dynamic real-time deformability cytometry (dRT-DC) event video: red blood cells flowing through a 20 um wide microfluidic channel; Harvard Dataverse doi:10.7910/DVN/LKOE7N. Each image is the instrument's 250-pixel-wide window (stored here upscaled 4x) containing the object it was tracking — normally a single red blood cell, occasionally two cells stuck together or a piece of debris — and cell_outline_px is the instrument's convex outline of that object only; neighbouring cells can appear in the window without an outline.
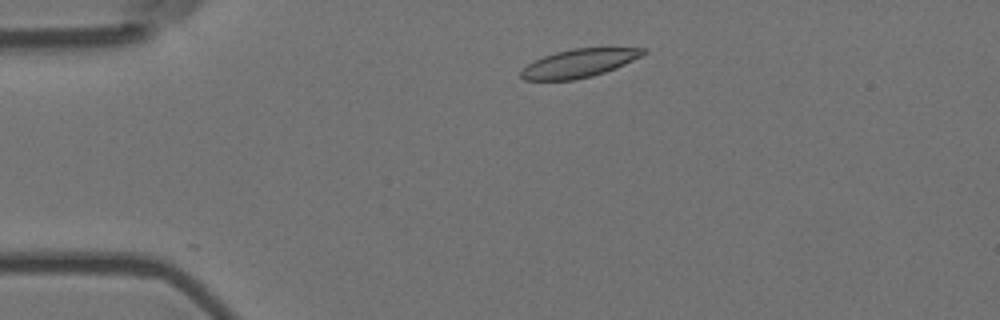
{"species": "Egyptian fruit bat (a non-hibernating species)", "species_latin": "Rousettus aegyptiacus", "temperature_condition": "room temperature", "stored_images_in_passage": 4, "camera_frame_rate_fps": 3000, "um_per_image_px": 0.085, "animal": {"sex": "female"}, "frame": {"image": 1, "passage_image": 2, "time_ms": 0.333, "image_size_px": [1000, 320], "cell_outline_px": [[648, 52], [616, 68], [592, 76], [576, 80], [524, 80], [520, 76], [520, 72], [528, 64], [544, 56], [556, 52], [572, 48], [648, 48]], "centroid_in_image_um": [49.22, 5.38], "position_along_channel_um": 35.8, "area_um2": 20.0}}